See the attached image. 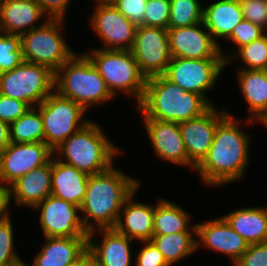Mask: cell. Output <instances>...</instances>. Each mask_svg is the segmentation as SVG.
<instances>
[{"label": "cell", "instance_id": "1", "mask_svg": "<svg viewBox=\"0 0 267 266\" xmlns=\"http://www.w3.org/2000/svg\"><path fill=\"white\" fill-rule=\"evenodd\" d=\"M241 122L229 113L217 125L206 156L194 169L207 185L220 187L244 176L251 137L239 128Z\"/></svg>", "mask_w": 267, "mask_h": 266}, {"label": "cell", "instance_id": "2", "mask_svg": "<svg viewBox=\"0 0 267 266\" xmlns=\"http://www.w3.org/2000/svg\"><path fill=\"white\" fill-rule=\"evenodd\" d=\"M114 166L88 177L85 197L80 206L82 222L88 232L114 228L124 201L140 186V180L126 176L125 172Z\"/></svg>", "mask_w": 267, "mask_h": 266}, {"label": "cell", "instance_id": "3", "mask_svg": "<svg viewBox=\"0 0 267 266\" xmlns=\"http://www.w3.org/2000/svg\"><path fill=\"white\" fill-rule=\"evenodd\" d=\"M211 105L199 94L186 92L164 75L148 78L137 109L143 118L181 123L201 116Z\"/></svg>", "mask_w": 267, "mask_h": 266}, {"label": "cell", "instance_id": "4", "mask_svg": "<svg viewBox=\"0 0 267 266\" xmlns=\"http://www.w3.org/2000/svg\"><path fill=\"white\" fill-rule=\"evenodd\" d=\"M120 152L121 150L105 136L99 123L90 121L54 149L53 155L56 153L54 157L57 160L92 176L114 165V158Z\"/></svg>", "mask_w": 267, "mask_h": 266}, {"label": "cell", "instance_id": "5", "mask_svg": "<svg viewBox=\"0 0 267 266\" xmlns=\"http://www.w3.org/2000/svg\"><path fill=\"white\" fill-rule=\"evenodd\" d=\"M54 90L85 110L113 98L105 80L85 53L80 56L75 53L55 72Z\"/></svg>", "mask_w": 267, "mask_h": 266}, {"label": "cell", "instance_id": "6", "mask_svg": "<svg viewBox=\"0 0 267 266\" xmlns=\"http://www.w3.org/2000/svg\"><path fill=\"white\" fill-rule=\"evenodd\" d=\"M91 52V53H90ZM85 53L105 80L106 86L112 96L118 91L135 97L137 105L140 103L146 77L139 69L130 50H104L93 48Z\"/></svg>", "mask_w": 267, "mask_h": 266}, {"label": "cell", "instance_id": "7", "mask_svg": "<svg viewBox=\"0 0 267 266\" xmlns=\"http://www.w3.org/2000/svg\"><path fill=\"white\" fill-rule=\"evenodd\" d=\"M65 19H48L42 26L21 35L24 61L41 64L56 72L75 52L71 50L60 30ZM62 26V27H61Z\"/></svg>", "mask_w": 267, "mask_h": 266}, {"label": "cell", "instance_id": "8", "mask_svg": "<svg viewBox=\"0 0 267 266\" xmlns=\"http://www.w3.org/2000/svg\"><path fill=\"white\" fill-rule=\"evenodd\" d=\"M54 78L55 72L49 67L23 61L13 70L0 73V94L36 107L54 90Z\"/></svg>", "mask_w": 267, "mask_h": 266}, {"label": "cell", "instance_id": "9", "mask_svg": "<svg viewBox=\"0 0 267 266\" xmlns=\"http://www.w3.org/2000/svg\"><path fill=\"white\" fill-rule=\"evenodd\" d=\"M36 108L43 118L44 142L52 150L90 122L83 119L86 110L82 106L55 90Z\"/></svg>", "mask_w": 267, "mask_h": 266}, {"label": "cell", "instance_id": "10", "mask_svg": "<svg viewBox=\"0 0 267 266\" xmlns=\"http://www.w3.org/2000/svg\"><path fill=\"white\" fill-rule=\"evenodd\" d=\"M226 66L224 59H186L172 57L164 76L186 92L201 95L211 106L207 90L215 87ZM206 91V92H205Z\"/></svg>", "mask_w": 267, "mask_h": 266}, {"label": "cell", "instance_id": "11", "mask_svg": "<svg viewBox=\"0 0 267 266\" xmlns=\"http://www.w3.org/2000/svg\"><path fill=\"white\" fill-rule=\"evenodd\" d=\"M130 51L146 79L164 75L172 58L167 29L139 25Z\"/></svg>", "mask_w": 267, "mask_h": 266}, {"label": "cell", "instance_id": "12", "mask_svg": "<svg viewBox=\"0 0 267 266\" xmlns=\"http://www.w3.org/2000/svg\"><path fill=\"white\" fill-rule=\"evenodd\" d=\"M91 27L99 35L104 50H130L136 35L137 25L127 19L109 0H95Z\"/></svg>", "mask_w": 267, "mask_h": 266}, {"label": "cell", "instance_id": "13", "mask_svg": "<svg viewBox=\"0 0 267 266\" xmlns=\"http://www.w3.org/2000/svg\"><path fill=\"white\" fill-rule=\"evenodd\" d=\"M40 209V225L44 237H88L80 216V207L52 194L35 205ZM79 211V212H78Z\"/></svg>", "mask_w": 267, "mask_h": 266}, {"label": "cell", "instance_id": "14", "mask_svg": "<svg viewBox=\"0 0 267 266\" xmlns=\"http://www.w3.org/2000/svg\"><path fill=\"white\" fill-rule=\"evenodd\" d=\"M167 34L172 57L224 59V50L213 40L203 22L189 27L168 28Z\"/></svg>", "mask_w": 267, "mask_h": 266}, {"label": "cell", "instance_id": "15", "mask_svg": "<svg viewBox=\"0 0 267 266\" xmlns=\"http://www.w3.org/2000/svg\"><path fill=\"white\" fill-rule=\"evenodd\" d=\"M211 106L201 116L179 123L182 139L192 169L204 159L214 138L217 125L228 115Z\"/></svg>", "mask_w": 267, "mask_h": 266}, {"label": "cell", "instance_id": "16", "mask_svg": "<svg viewBox=\"0 0 267 266\" xmlns=\"http://www.w3.org/2000/svg\"><path fill=\"white\" fill-rule=\"evenodd\" d=\"M2 154V183L10 186L31 170L47 164L53 157V150L45 142H11Z\"/></svg>", "mask_w": 267, "mask_h": 266}, {"label": "cell", "instance_id": "17", "mask_svg": "<svg viewBox=\"0 0 267 266\" xmlns=\"http://www.w3.org/2000/svg\"><path fill=\"white\" fill-rule=\"evenodd\" d=\"M197 249L207 247L230 258L235 264L247 251L249 244L234 231L223 218H215L205 223L196 224Z\"/></svg>", "mask_w": 267, "mask_h": 266}, {"label": "cell", "instance_id": "18", "mask_svg": "<svg viewBox=\"0 0 267 266\" xmlns=\"http://www.w3.org/2000/svg\"><path fill=\"white\" fill-rule=\"evenodd\" d=\"M145 130L155 154L160 160L189 166V158L179 123L143 118Z\"/></svg>", "mask_w": 267, "mask_h": 266}, {"label": "cell", "instance_id": "19", "mask_svg": "<svg viewBox=\"0 0 267 266\" xmlns=\"http://www.w3.org/2000/svg\"><path fill=\"white\" fill-rule=\"evenodd\" d=\"M96 232L102 235L100 245L93 237ZM132 242L133 239L118 233L114 228L96 229L88 234V250L93 254L97 266H131Z\"/></svg>", "mask_w": 267, "mask_h": 266}, {"label": "cell", "instance_id": "20", "mask_svg": "<svg viewBox=\"0 0 267 266\" xmlns=\"http://www.w3.org/2000/svg\"><path fill=\"white\" fill-rule=\"evenodd\" d=\"M45 20L38 26V20ZM49 17L35 0H4L0 2V31L9 35H22L42 26Z\"/></svg>", "mask_w": 267, "mask_h": 266}, {"label": "cell", "instance_id": "21", "mask_svg": "<svg viewBox=\"0 0 267 266\" xmlns=\"http://www.w3.org/2000/svg\"><path fill=\"white\" fill-rule=\"evenodd\" d=\"M139 187L124 201L114 229L130 239L151 240L153 236L154 209L151 204L134 200Z\"/></svg>", "mask_w": 267, "mask_h": 266}, {"label": "cell", "instance_id": "22", "mask_svg": "<svg viewBox=\"0 0 267 266\" xmlns=\"http://www.w3.org/2000/svg\"><path fill=\"white\" fill-rule=\"evenodd\" d=\"M51 177L52 158L47 164L31 170L13 182L10 185L11 199L14 198L16 204L20 207L24 205L33 208L51 195Z\"/></svg>", "mask_w": 267, "mask_h": 266}, {"label": "cell", "instance_id": "23", "mask_svg": "<svg viewBox=\"0 0 267 266\" xmlns=\"http://www.w3.org/2000/svg\"><path fill=\"white\" fill-rule=\"evenodd\" d=\"M31 266H68L88 250V237H45ZM29 266V265H28Z\"/></svg>", "mask_w": 267, "mask_h": 266}, {"label": "cell", "instance_id": "24", "mask_svg": "<svg viewBox=\"0 0 267 266\" xmlns=\"http://www.w3.org/2000/svg\"><path fill=\"white\" fill-rule=\"evenodd\" d=\"M88 177L76 167L52 157L53 196L80 207L85 197Z\"/></svg>", "mask_w": 267, "mask_h": 266}, {"label": "cell", "instance_id": "25", "mask_svg": "<svg viewBox=\"0 0 267 266\" xmlns=\"http://www.w3.org/2000/svg\"><path fill=\"white\" fill-rule=\"evenodd\" d=\"M237 81L251 113L245 124H254L267 116V70L239 69Z\"/></svg>", "mask_w": 267, "mask_h": 266}, {"label": "cell", "instance_id": "26", "mask_svg": "<svg viewBox=\"0 0 267 266\" xmlns=\"http://www.w3.org/2000/svg\"><path fill=\"white\" fill-rule=\"evenodd\" d=\"M243 19L238 0H218L203 8V23L219 46L217 40L227 39Z\"/></svg>", "mask_w": 267, "mask_h": 266}, {"label": "cell", "instance_id": "27", "mask_svg": "<svg viewBox=\"0 0 267 266\" xmlns=\"http://www.w3.org/2000/svg\"><path fill=\"white\" fill-rule=\"evenodd\" d=\"M248 244L267 242V208L246 207L222 216Z\"/></svg>", "mask_w": 267, "mask_h": 266}, {"label": "cell", "instance_id": "28", "mask_svg": "<svg viewBox=\"0 0 267 266\" xmlns=\"http://www.w3.org/2000/svg\"><path fill=\"white\" fill-rule=\"evenodd\" d=\"M189 220L190 215L181 206L160 199L154 209L153 236L196 232V224L191 225Z\"/></svg>", "mask_w": 267, "mask_h": 266}, {"label": "cell", "instance_id": "29", "mask_svg": "<svg viewBox=\"0 0 267 266\" xmlns=\"http://www.w3.org/2000/svg\"><path fill=\"white\" fill-rule=\"evenodd\" d=\"M192 234L196 236V232L152 236L150 241L163 254L166 262L172 266L193 255L192 252L197 250V239Z\"/></svg>", "mask_w": 267, "mask_h": 266}, {"label": "cell", "instance_id": "30", "mask_svg": "<svg viewBox=\"0 0 267 266\" xmlns=\"http://www.w3.org/2000/svg\"><path fill=\"white\" fill-rule=\"evenodd\" d=\"M10 140L12 143L44 142L43 118L36 107L10 124Z\"/></svg>", "mask_w": 267, "mask_h": 266}, {"label": "cell", "instance_id": "31", "mask_svg": "<svg viewBox=\"0 0 267 266\" xmlns=\"http://www.w3.org/2000/svg\"><path fill=\"white\" fill-rule=\"evenodd\" d=\"M234 54H232L233 56L231 54L229 56V52L227 55L226 53L222 54L226 65L230 60L234 61L235 58L239 59L240 57V60L246 65L240 69L267 70V33L260 39L238 48L237 53Z\"/></svg>", "mask_w": 267, "mask_h": 266}, {"label": "cell", "instance_id": "32", "mask_svg": "<svg viewBox=\"0 0 267 266\" xmlns=\"http://www.w3.org/2000/svg\"><path fill=\"white\" fill-rule=\"evenodd\" d=\"M203 22L199 0H170L169 28L189 27Z\"/></svg>", "mask_w": 267, "mask_h": 266}, {"label": "cell", "instance_id": "33", "mask_svg": "<svg viewBox=\"0 0 267 266\" xmlns=\"http://www.w3.org/2000/svg\"><path fill=\"white\" fill-rule=\"evenodd\" d=\"M23 61L21 36L0 31V73L13 70Z\"/></svg>", "mask_w": 267, "mask_h": 266}, {"label": "cell", "instance_id": "34", "mask_svg": "<svg viewBox=\"0 0 267 266\" xmlns=\"http://www.w3.org/2000/svg\"><path fill=\"white\" fill-rule=\"evenodd\" d=\"M12 220L0 221V266H16L23 262L14 248Z\"/></svg>", "mask_w": 267, "mask_h": 266}, {"label": "cell", "instance_id": "35", "mask_svg": "<svg viewBox=\"0 0 267 266\" xmlns=\"http://www.w3.org/2000/svg\"><path fill=\"white\" fill-rule=\"evenodd\" d=\"M170 0H147L141 25L169 28Z\"/></svg>", "mask_w": 267, "mask_h": 266}, {"label": "cell", "instance_id": "36", "mask_svg": "<svg viewBox=\"0 0 267 266\" xmlns=\"http://www.w3.org/2000/svg\"><path fill=\"white\" fill-rule=\"evenodd\" d=\"M267 31L261 26L243 19L233 29L231 35L226 39L237 45V49L252 41L260 39Z\"/></svg>", "mask_w": 267, "mask_h": 266}, {"label": "cell", "instance_id": "37", "mask_svg": "<svg viewBox=\"0 0 267 266\" xmlns=\"http://www.w3.org/2000/svg\"><path fill=\"white\" fill-rule=\"evenodd\" d=\"M243 18L267 31V0H238Z\"/></svg>", "mask_w": 267, "mask_h": 266}, {"label": "cell", "instance_id": "38", "mask_svg": "<svg viewBox=\"0 0 267 266\" xmlns=\"http://www.w3.org/2000/svg\"><path fill=\"white\" fill-rule=\"evenodd\" d=\"M31 106L23 101L0 94V120L11 124L23 116Z\"/></svg>", "mask_w": 267, "mask_h": 266}, {"label": "cell", "instance_id": "39", "mask_svg": "<svg viewBox=\"0 0 267 266\" xmlns=\"http://www.w3.org/2000/svg\"><path fill=\"white\" fill-rule=\"evenodd\" d=\"M127 19L137 26L144 21L147 0H109Z\"/></svg>", "mask_w": 267, "mask_h": 266}, {"label": "cell", "instance_id": "40", "mask_svg": "<svg viewBox=\"0 0 267 266\" xmlns=\"http://www.w3.org/2000/svg\"><path fill=\"white\" fill-rule=\"evenodd\" d=\"M140 243L143 244V247L139 250V253H134L135 266H170L163 254L150 240Z\"/></svg>", "mask_w": 267, "mask_h": 266}, {"label": "cell", "instance_id": "41", "mask_svg": "<svg viewBox=\"0 0 267 266\" xmlns=\"http://www.w3.org/2000/svg\"><path fill=\"white\" fill-rule=\"evenodd\" d=\"M233 266H267V242L249 244Z\"/></svg>", "mask_w": 267, "mask_h": 266}, {"label": "cell", "instance_id": "42", "mask_svg": "<svg viewBox=\"0 0 267 266\" xmlns=\"http://www.w3.org/2000/svg\"><path fill=\"white\" fill-rule=\"evenodd\" d=\"M49 19H65L70 0H35Z\"/></svg>", "mask_w": 267, "mask_h": 266}, {"label": "cell", "instance_id": "43", "mask_svg": "<svg viewBox=\"0 0 267 266\" xmlns=\"http://www.w3.org/2000/svg\"><path fill=\"white\" fill-rule=\"evenodd\" d=\"M0 221L10 218L9 204L11 203L10 186L0 183Z\"/></svg>", "mask_w": 267, "mask_h": 266}, {"label": "cell", "instance_id": "44", "mask_svg": "<svg viewBox=\"0 0 267 266\" xmlns=\"http://www.w3.org/2000/svg\"><path fill=\"white\" fill-rule=\"evenodd\" d=\"M10 143V124L0 120V150L3 151Z\"/></svg>", "mask_w": 267, "mask_h": 266}, {"label": "cell", "instance_id": "45", "mask_svg": "<svg viewBox=\"0 0 267 266\" xmlns=\"http://www.w3.org/2000/svg\"><path fill=\"white\" fill-rule=\"evenodd\" d=\"M68 266H97V264L93 254L89 250H87L76 261Z\"/></svg>", "mask_w": 267, "mask_h": 266}, {"label": "cell", "instance_id": "46", "mask_svg": "<svg viewBox=\"0 0 267 266\" xmlns=\"http://www.w3.org/2000/svg\"><path fill=\"white\" fill-rule=\"evenodd\" d=\"M2 162H3V154L2 150H0V183L2 182V173H3Z\"/></svg>", "mask_w": 267, "mask_h": 266}, {"label": "cell", "instance_id": "47", "mask_svg": "<svg viewBox=\"0 0 267 266\" xmlns=\"http://www.w3.org/2000/svg\"><path fill=\"white\" fill-rule=\"evenodd\" d=\"M260 122L261 124H263V126H266L267 128V119H261Z\"/></svg>", "mask_w": 267, "mask_h": 266}, {"label": "cell", "instance_id": "48", "mask_svg": "<svg viewBox=\"0 0 267 266\" xmlns=\"http://www.w3.org/2000/svg\"><path fill=\"white\" fill-rule=\"evenodd\" d=\"M16 266H28V264L26 265V263H24V261H23V262H21L20 264H18Z\"/></svg>", "mask_w": 267, "mask_h": 266}]
</instances>
